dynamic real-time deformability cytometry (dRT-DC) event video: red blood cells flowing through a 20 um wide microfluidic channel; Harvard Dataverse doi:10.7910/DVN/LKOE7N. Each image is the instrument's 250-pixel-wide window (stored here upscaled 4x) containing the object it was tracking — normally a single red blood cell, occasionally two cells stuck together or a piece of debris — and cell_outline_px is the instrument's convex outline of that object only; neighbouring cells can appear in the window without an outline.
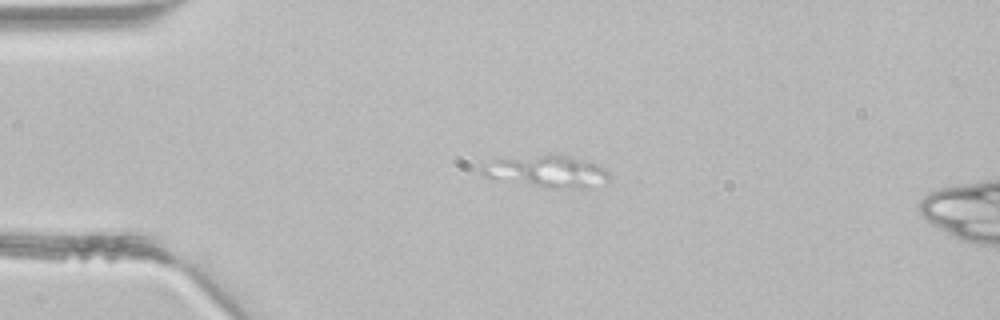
{"species": "common noctule bat (a hibernating species)", "species_latin": "Nyctalus noctula", "temperature_condition": "room temperature", "stored_images_in_passage": 2, "camera_frame_rate_fps": 3000, "um_per_image_px": 0.085, "animal": {"sex": "male", "body_mass_g": 21.5, "forearm_length_mm": 52.0}, "frame": {"image": 1, "passage_image": 1, "time_ms": 0.0, "image_size_px": [1000, 320], "cell_outline_px": [[608, 180], [588, 188], [552, 188], [484, 176], [480, 172], [480, 168], [496, 160], [560, 152], [572, 156], [604, 168], [608, 172]], "centroid_in_image_um": [46.55, 14.55], "position_along_channel_um": 38.4, "area_um2": 23.12}}